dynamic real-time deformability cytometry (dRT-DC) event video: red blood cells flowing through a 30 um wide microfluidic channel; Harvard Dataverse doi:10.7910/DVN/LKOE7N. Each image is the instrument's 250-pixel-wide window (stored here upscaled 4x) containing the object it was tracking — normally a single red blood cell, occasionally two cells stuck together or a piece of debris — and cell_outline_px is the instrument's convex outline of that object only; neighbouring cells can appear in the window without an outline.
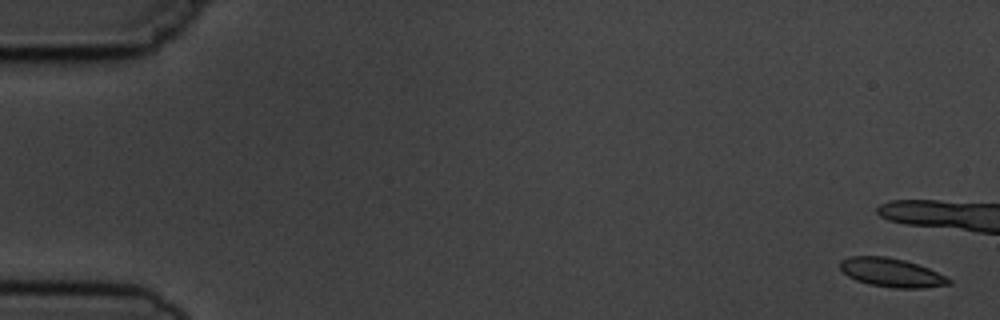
{"species": "common noctule bat (a hibernating species)", "species_latin": "Nyctalus noctula", "temperature_condition": "cold", "stored_images_in_passage": 9, "camera_frame_rate_fps": 3000, "um_per_image_px": 0.085, "animal": {"sex": "male", "body_mass_g": 19.5, "forearm_length_mm": 54.6}, "frame": {"image": 1, "passage_image": 1, "time_ms": 0.0, "image_size_px": [1000, 320], "cell_outline_px": [[952, 284], [920, 288], [892, 288], [868, 284], [856, 280], [848, 276], [840, 268], [840, 260], [848, 256], [884, 256], [904, 260], [928, 268], [952, 280]], "centroid_in_image_um": [75.75, 23.17], "position_along_channel_um": 9.3, "area_um2": 18.15}}
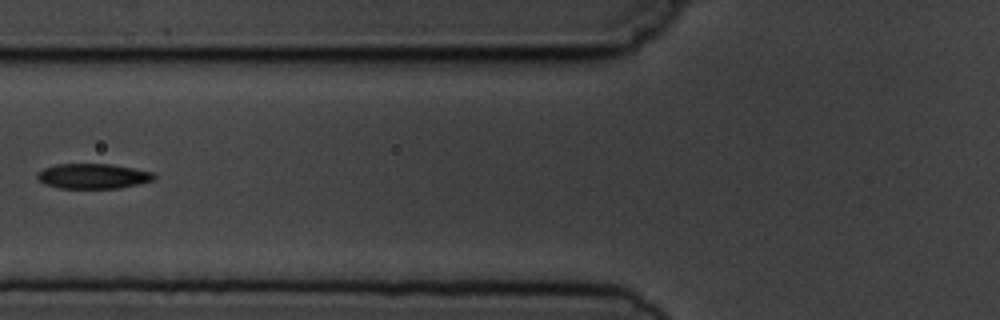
{"frame": {"image": 2, "passage_image": 8, "time_ms": 9.0, "image_size_px": [1000, 320], "cell_outline_px": [[156, 176], [152, 180], [140, 184], [120, 188], [56, 188], [44, 184], [36, 176], [36, 172], [44, 168], [56, 164], [112, 164], [152, 172]], "centroid_in_image_um": [7.87, 14.97], "position_along_channel_um": 117.9, "area_um2": 17.11}}
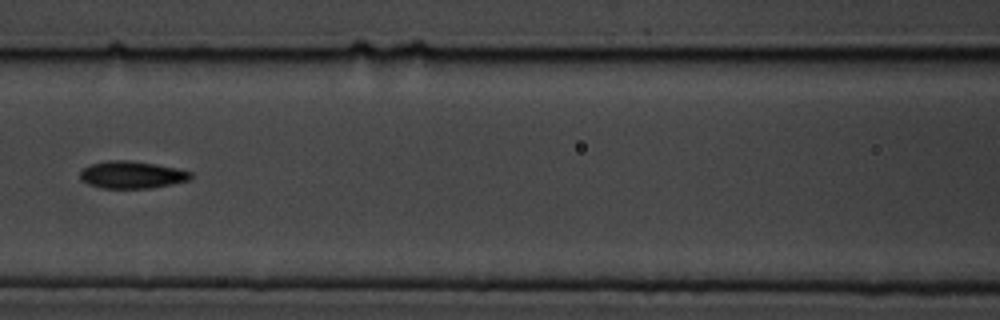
{"frame": {"image": 3, "passage_image": 9, "time_ms": 10.0, "image_size_px": [1000, 320], "cell_outline_px": [[192, 176], [188, 180], [172, 184], [152, 188], [100, 188], [88, 184], [80, 180], [80, 172], [84, 168], [92, 164], [108, 160], [128, 160], [156, 164], [180, 168], [192, 172]], "centroid_in_image_um": [11.22, 14.86], "position_along_channel_um": 155.4, "area_um2": 17.69}}